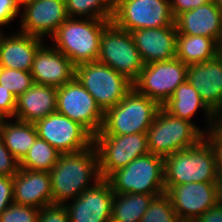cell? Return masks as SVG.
Returning <instances> with one entry per match:
<instances>
[{
    "instance_id": "1f68e13d",
    "label": "cell",
    "mask_w": 222,
    "mask_h": 222,
    "mask_svg": "<svg viewBox=\"0 0 222 222\" xmlns=\"http://www.w3.org/2000/svg\"><path fill=\"white\" fill-rule=\"evenodd\" d=\"M40 209L11 203L0 214V222H36Z\"/></svg>"
},
{
    "instance_id": "277c9868",
    "label": "cell",
    "mask_w": 222,
    "mask_h": 222,
    "mask_svg": "<svg viewBox=\"0 0 222 222\" xmlns=\"http://www.w3.org/2000/svg\"><path fill=\"white\" fill-rule=\"evenodd\" d=\"M161 107L132 88L116 106L104 112L101 131L96 135L147 133Z\"/></svg>"
},
{
    "instance_id": "7402d4cb",
    "label": "cell",
    "mask_w": 222,
    "mask_h": 222,
    "mask_svg": "<svg viewBox=\"0 0 222 222\" xmlns=\"http://www.w3.org/2000/svg\"><path fill=\"white\" fill-rule=\"evenodd\" d=\"M177 34L205 36L218 39L222 33V12L211 1L175 17Z\"/></svg>"
},
{
    "instance_id": "484cf974",
    "label": "cell",
    "mask_w": 222,
    "mask_h": 222,
    "mask_svg": "<svg viewBox=\"0 0 222 222\" xmlns=\"http://www.w3.org/2000/svg\"><path fill=\"white\" fill-rule=\"evenodd\" d=\"M216 57V39L205 36L177 34L176 58L184 64L202 63Z\"/></svg>"
},
{
    "instance_id": "9c48e42d",
    "label": "cell",
    "mask_w": 222,
    "mask_h": 222,
    "mask_svg": "<svg viewBox=\"0 0 222 222\" xmlns=\"http://www.w3.org/2000/svg\"><path fill=\"white\" fill-rule=\"evenodd\" d=\"M93 144L98 154L100 178L104 179L149 153L147 133L95 135Z\"/></svg>"
},
{
    "instance_id": "603a6c76",
    "label": "cell",
    "mask_w": 222,
    "mask_h": 222,
    "mask_svg": "<svg viewBox=\"0 0 222 222\" xmlns=\"http://www.w3.org/2000/svg\"><path fill=\"white\" fill-rule=\"evenodd\" d=\"M171 115L193 123L204 135L215 126V114L206 106L196 89L186 80L173 92L171 97L162 105ZM206 116L205 128L193 122L194 115L199 110Z\"/></svg>"
},
{
    "instance_id": "e575fe53",
    "label": "cell",
    "mask_w": 222,
    "mask_h": 222,
    "mask_svg": "<svg viewBox=\"0 0 222 222\" xmlns=\"http://www.w3.org/2000/svg\"><path fill=\"white\" fill-rule=\"evenodd\" d=\"M19 13H21V9L14 0H0V32L5 30H2L4 25L10 26V23L20 16Z\"/></svg>"
},
{
    "instance_id": "b9f144b4",
    "label": "cell",
    "mask_w": 222,
    "mask_h": 222,
    "mask_svg": "<svg viewBox=\"0 0 222 222\" xmlns=\"http://www.w3.org/2000/svg\"><path fill=\"white\" fill-rule=\"evenodd\" d=\"M217 184H218V192H219V202L222 203V173H219Z\"/></svg>"
},
{
    "instance_id": "4fadbf2b",
    "label": "cell",
    "mask_w": 222,
    "mask_h": 222,
    "mask_svg": "<svg viewBox=\"0 0 222 222\" xmlns=\"http://www.w3.org/2000/svg\"><path fill=\"white\" fill-rule=\"evenodd\" d=\"M38 137L52 145L59 153H76L93 145L94 136L80 123L58 112L37 120Z\"/></svg>"
},
{
    "instance_id": "7c38bea8",
    "label": "cell",
    "mask_w": 222,
    "mask_h": 222,
    "mask_svg": "<svg viewBox=\"0 0 222 222\" xmlns=\"http://www.w3.org/2000/svg\"><path fill=\"white\" fill-rule=\"evenodd\" d=\"M56 112L80 123L93 136L101 131L104 112L76 78L57 88Z\"/></svg>"
},
{
    "instance_id": "3957f363",
    "label": "cell",
    "mask_w": 222,
    "mask_h": 222,
    "mask_svg": "<svg viewBox=\"0 0 222 222\" xmlns=\"http://www.w3.org/2000/svg\"><path fill=\"white\" fill-rule=\"evenodd\" d=\"M112 19L67 18L50 38L75 66L97 61L102 31Z\"/></svg>"
},
{
    "instance_id": "ba28073f",
    "label": "cell",
    "mask_w": 222,
    "mask_h": 222,
    "mask_svg": "<svg viewBox=\"0 0 222 222\" xmlns=\"http://www.w3.org/2000/svg\"><path fill=\"white\" fill-rule=\"evenodd\" d=\"M97 61L110 66L132 83L145 65L132 34L118 28L112 21L102 31Z\"/></svg>"
},
{
    "instance_id": "cb8c5ba5",
    "label": "cell",
    "mask_w": 222,
    "mask_h": 222,
    "mask_svg": "<svg viewBox=\"0 0 222 222\" xmlns=\"http://www.w3.org/2000/svg\"><path fill=\"white\" fill-rule=\"evenodd\" d=\"M57 88L34 83L17 98L15 119L29 123L56 112Z\"/></svg>"
},
{
    "instance_id": "7bdbcfd3",
    "label": "cell",
    "mask_w": 222,
    "mask_h": 222,
    "mask_svg": "<svg viewBox=\"0 0 222 222\" xmlns=\"http://www.w3.org/2000/svg\"><path fill=\"white\" fill-rule=\"evenodd\" d=\"M20 9H22L26 4L32 2L33 0H14Z\"/></svg>"
},
{
    "instance_id": "ab89813d",
    "label": "cell",
    "mask_w": 222,
    "mask_h": 222,
    "mask_svg": "<svg viewBox=\"0 0 222 222\" xmlns=\"http://www.w3.org/2000/svg\"><path fill=\"white\" fill-rule=\"evenodd\" d=\"M193 222H222V203L218 202L214 207L208 209Z\"/></svg>"
},
{
    "instance_id": "836d02e7",
    "label": "cell",
    "mask_w": 222,
    "mask_h": 222,
    "mask_svg": "<svg viewBox=\"0 0 222 222\" xmlns=\"http://www.w3.org/2000/svg\"><path fill=\"white\" fill-rule=\"evenodd\" d=\"M19 169V161L6 148L0 135V176L13 177Z\"/></svg>"
},
{
    "instance_id": "74e56055",
    "label": "cell",
    "mask_w": 222,
    "mask_h": 222,
    "mask_svg": "<svg viewBox=\"0 0 222 222\" xmlns=\"http://www.w3.org/2000/svg\"><path fill=\"white\" fill-rule=\"evenodd\" d=\"M212 0H170L173 16L205 5Z\"/></svg>"
},
{
    "instance_id": "8fae6325",
    "label": "cell",
    "mask_w": 222,
    "mask_h": 222,
    "mask_svg": "<svg viewBox=\"0 0 222 222\" xmlns=\"http://www.w3.org/2000/svg\"><path fill=\"white\" fill-rule=\"evenodd\" d=\"M187 66L178 58L145 64L133 82V88L162 106L176 88L187 80Z\"/></svg>"
},
{
    "instance_id": "7a4b0ae2",
    "label": "cell",
    "mask_w": 222,
    "mask_h": 222,
    "mask_svg": "<svg viewBox=\"0 0 222 222\" xmlns=\"http://www.w3.org/2000/svg\"><path fill=\"white\" fill-rule=\"evenodd\" d=\"M218 177L216 154L206 137L164 158L165 191L172 185L218 182Z\"/></svg>"
},
{
    "instance_id": "ac0fdd59",
    "label": "cell",
    "mask_w": 222,
    "mask_h": 222,
    "mask_svg": "<svg viewBox=\"0 0 222 222\" xmlns=\"http://www.w3.org/2000/svg\"><path fill=\"white\" fill-rule=\"evenodd\" d=\"M186 76L206 106L215 115L222 112V63L217 57L188 65Z\"/></svg>"
},
{
    "instance_id": "8d00e7d4",
    "label": "cell",
    "mask_w": 222,
    "mask_h": 222,
    "mask_svg": "<svg viewBox=\"0 0 222 222\" xmlns=\"http://www.w3.org/2000/svg\"><path fill=\"white\" fill-rule=\"evenodd\" d=\"M13 203V177L0 176V214Z\"/></svg>"
},
{
    "instance_id": "d6986e66",
    "label": "cell",
    "mask_w": 222,
    "mask_h": 222,
    "mask_svg": "<svg viewBox=\"0 0 222 222\" xmlns=\"http://www.w3.org/2000/svg\"><path fill=\"white\" fill-rule=\"evenodd\" d=\"M130 33L145 64L176 58L175 23L168 27L138 29Z\"/></svg>"
},
{
    "instance_id": "ee69618b",
    "label": "cell",
    "mask_w": 222,
    "mask_h": 222,
    "mask_svg": "<svg viewBox=\"0 0 222 222\" xmlns=\"http://www.w3.org/2000/svg\"><path fill=\"white\" fill-rule=\"evenodd\" d=\"M222 12V0H212Z\"/></svg>"
},
{
    "instance_id": "8992f818",
    "label": "cell",
    "mask_w": 222,
    "mask_h": 222,
    "mask_svg": "<svg viewBox=\"0 0 222 222\" xmlns=\"http://www.w3.org/2000/svg\"><path fill=\"white\" fill-rule=\"evenodd\" d=\"M204 137L193 123L171 115L163 107L147 130L149 153L162 158L192 147Z\"/></svg>"
},
{
    "instance_id": "f546056e",
    "label": "cell",
    "mask_w": 222,
    "mask_h": 222,
    "mask_svg": "<svg viewBox=\"0 0 222 222\" xmlns=\"http://www.w3.org/2000/svg\"><path fill=\"white\" fill-rule=\"evenodd\" d=\"M139 222H182L172 207L169 195L164 192L154 196Z\"/></svg>"
},
{
    "instance_id": "d590c367",
    "label": "cell",
    "mask_w": 222,
    "mask_h": 222,
    "mask_svg": "<svg viewBox=\"0 0 222 222\" xmlns=\"http://www.w3.org/2000/svg\"><path fill=\"white\" fill-rule=\"evenodd\" d=\"M16 105V96L0 85V116L2 118H14Z\"/></svg>"
},
{
    "instance_id": "d6a6232c",
    "label": "cell",
    "mask_w": 222,
    "mask_h": 222,
    "mask_svg": "<svg viewBox=\"0 0 222 222\" xmlns=\"http://www.w3.org/2000/svg\"><path fill=\"white\" fill-rule=\"evenodd\" d=\"M36 222H69L67 208L62 204H51L39 211Z\"/></svg>"
},
{
    "instance_id": "4316f807",
    "label": "cell",
    "mask_w": 222,
    "mask_h": 222,
    "mask_svg": "<svg viewBox=\"0 0 222 222\" xmlns=\"http://www.w3.org/2000/svg\"><path fill=\"white\" fill-rule=\"evenodd\" d=\"M140 193H114L111 222H139L153 197Z\"/></svg>"
},
{
    "instance_id": "f35d334b",
    "label": "cell",
    "mask_w": 222,
    "mask_h": 222,
    "mask_svg": "<svg viewBox=\"0 0 222 222\" xmlns=\"http://www.w3.org/2000/svg\"><path fill=\"white\" fill-rule=\"evenodd\" d=\"M205 137L209 140L214 148L217 161V169L219 173H222V136L212 128L205 134Z\"/></svg>"
},
{
    "instance_id": "9a60e30c",
    "label": "cell",
    "mask_w": 222,
    "mask_h": 222,
    "mask_svg": "<svg viewBox=\"0 0 222 222\" xmlns=\"http://www.w3.org/2000/svg\"><path fill=\"white\" fill-rule=\"evenodd\" d=\"M113 198L110 182L101 178L78 198L64 204L69 222H111Z\"/></svg>"
},
{
    "instance_id": "60d3db41",
    "label": "cell",
    "mask_w": 222,
    "mask_h": 222,
    "mask_svg": "<svg viewBox=\"0 0 222 222\" xmlns=\"http://www.w3.org/2000/svg\"><path fill=\"white\" fill-rule=\"evenodd\" d=\"M216 57L222 63V33L216 40Z\"/></svg>"
},
{
    "instance_id": "4dcf8cb0",
    "label": "cell",
    "mask_w": 222,
    "mask_h": 222,
    "mask_svg": "<svg viewBox=\"0 0 222 222\" xmlns=\"http://www.w3.org/2000/svg\"><path fill=\"white\" fill-rule=\"evenodd\" d=\"M34 84L28 71L4 68L0 66V85L18 98Z\"/></svg>"
},
{
    "instance_id": "44dd1931",
    "label": "cell",
    "mask_w": 222,
    "mask_h": 222,
    "mask_svg": "<svg viewBox=\"0 0 222 222\" xmlns=\"http://www.w3.org/2000/svg\"><path fill=\"white\" fill-rule=\"evenodd\" d=\"M0 32V66L30 72L34 56L44 39L21 32Z\"/></svg>"
},
{
    "instance_id": "2e32d148",
    "label": "cell",
    "mask_w": 222,
    "mask_h": 222,
    "mask_svg": "<svg viewBox=\"0 0 222 222\" xmlns=\"http://www.w3.org/2000/svg\"><path fill=\"white\" fill-rule=\"evenodd\" d=\"M21 11L19 32L41 39L51 38L68 18L65 0H33Z\"/></svg>"
},
{
    "instance_id": "30bf717a",
    "label": "cell",
    "mask_w": 222,
    "mask_h": 222,
    "mask_svg": "<svg viewBox=\"0 0 222 222\" xmlns=\"http://www.w3.org/2000/svg\"><path fill=\"white\" fill-rule=\"evenodd\" d=\"M111 21L118 28L131 32L171 26L175 17L170 0H121L115 5Z\"/></svg>"
},
{
    "instance_id": "e0dca14e",
    "label": "cell",
    "mask_w": 222,
    "mask_h": 222,
    "mask_svg": "<svg viewBox=\"0 0 222 222\" xmlns=\"http://www.w3.org/2000/svg\"><path fill=\"white\" fill-rule=\"evenodd\" d=\"M75 68L66 55L43 43L34 56L30 72L34 83L58 88L75 78Z\"/></svg>"
},
{
    "instance_id": "6da1fadb",
    "label": "cell",
    "mask_w": 222,
    "mask_h": 222,
    "mask_svg": "<svg viewBox=\"0 0 222 222\" xmlns=\"http://www.w3.org/2000/svg\"><path fill=\"white\" fill-rule=\"evenodd\" d=\"M49 175L53 204L64 205L78 198L83 191L101 179L94 144L80 152L61 154Z\"/></svg>"
},
{
    "instance_id": "f1b7e54d",
    "label": "cell",
    "mask_w": 222,
    "mask_h": 222,
    "mask_svg": "<svg viewBox=\"0 0 222 222\" xmlns=\"http://www.w3.org/2000/svg\"><path fill=\"white\" fill-rule=\"evenodd\" d=\"M69 18L112 19L115 5L111 0H65Z\"/></svg>"
},
{
    "instance_id": "5b68a950",
    "label": "cell",
    "mask_w": 222,
    "mask_h": 222,
    "mask_svg": "<svg viewBox=\"0 0 222 222\" xmlns=\"http://www.w3.org/2000/svg\"><path fill=\"white\" fill-rule=\"evenodd\" d=\"M107 180L114 193L160 195L165 192L164 158L152 153L140 156L113 172Z\"/></svg>"
},
{
    "instance_id": "83f0119b",
    "label": "cell",
    "mask_w": 222,
    "mask_h": 222,
    "mask_svg": "<svg viewBox=\"0 0 222 222\" xmlns=\"http://www.w3.org/2000/svg\"><path fill=\"white\" fill-rule=\"evenodd\" d=\"M59 153L52 145L37 137L24 158L19 162L20 168L50 171L58 162Z\"/></svg>"
},
{
    "instance_id": "5bb4252c",
    "label": "cell",
    "mask_w": 222,
    "mask_h": 222,
    "mask_svg": "<svg viewBox=\"0 0 222 222\" xmlns=\"http://www.w3.org/2000/svg\"><path fill=\"white\" fill-rule=\"evenodd\" d=\"M218 182L172 185L165 192L182 222H193L219 202Z\"/></svg>"
},
{
    "instance_id": "f6af8a7d",
    "label": "cell",
    "mask_w": 222,
    "mask_h": 222,
    "mask_svg": "<svg viewBox=\"0 0 222 222\" xmlns=\"http://www.w3.org/2000/svg\"><path fill=\"white\" fill-rule=\"evenodd\" d=\"M121 0H111L114 5H117Z\"/></svg>"
},
{
    "instance_id": "d4e9b609",
    "label": "cell",
    "mask_w": 222,
    "mask_h": 222,
    "mask_svg": "<svg viewBox=\"0 0 222 222\" xmlns=\"http://www.w3.org/2000/svg\"><path fill=\"white\" fill-rule=\"evenodd\" d=\"M10 120V122H8ZM14 120V123L11 122ZM0 135L9 152L20 162L38 137L34 123L3 118Z\"/></svg>"
},
{
    "instance_id": "52a82bcc",
    "label": "cell",
    "mask_w": 222,
    "mask_h": 222,
    "mask_svg": "<svg viewBox=\"0 0 222 222\" xmlns=\"http://www.w3.org/2000/svg\"><path fill=\"white\" fill-rule=\"evenodd\" d=\"M75 78L103 112L116 106L133 88L128 78L99 61L76 66Z\"/></svg>"
},
{
    "instance_id": "ffe728a7",
    "label": "cell",
    "mask_w": 222,
    "mask_h": 222,
    "mask_svg": "<svg viewBox=\"0 0 222 222\" xmlns=\"http://www.w3.org/2000/svg\"><path fill=\"white\" fill-rule=\"evenodd\" d=\"M13 202L37 209L53 204L49 172L20 168L13 176Z\"/></svg>"
}]
</instances>
